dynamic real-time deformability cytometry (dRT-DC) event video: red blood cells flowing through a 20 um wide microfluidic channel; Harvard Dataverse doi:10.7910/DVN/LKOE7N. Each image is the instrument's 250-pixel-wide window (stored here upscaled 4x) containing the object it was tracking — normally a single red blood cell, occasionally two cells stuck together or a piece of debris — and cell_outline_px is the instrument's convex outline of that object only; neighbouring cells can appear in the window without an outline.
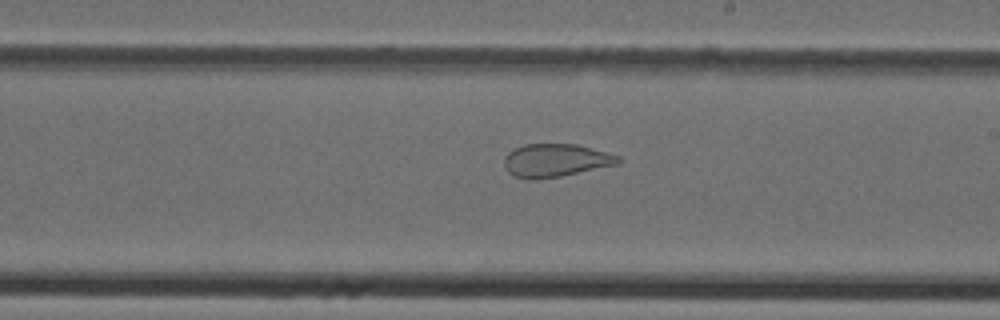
{"species": "Egyptian fruit bat (a non-hibernating species)", "species_latin": "Rousettus aegyptiacus", "temperature_condition": "cold", "stored_images_in_passage": 46, "camera_frame_rate_fps": 3000, "um_per_image_px": 0.085, "animal": {"sex": "female"}, "frame": {"image": 1, "passage_image": 27, "time_ms": 8.667, "image_size_px": [1000, 320], "cell_outline_px": [[620, 164], [560, 176], [536, 180], [532, 180], [516, 176], [508, 172], [504, 164], [504, 156], [508, 152], [524, 144], [576, 144], [620, 156]], "centroid_in_image_um": [47.22, 13.63], "position_along_channel_um": 241.8, "area_um2": 21.91}}
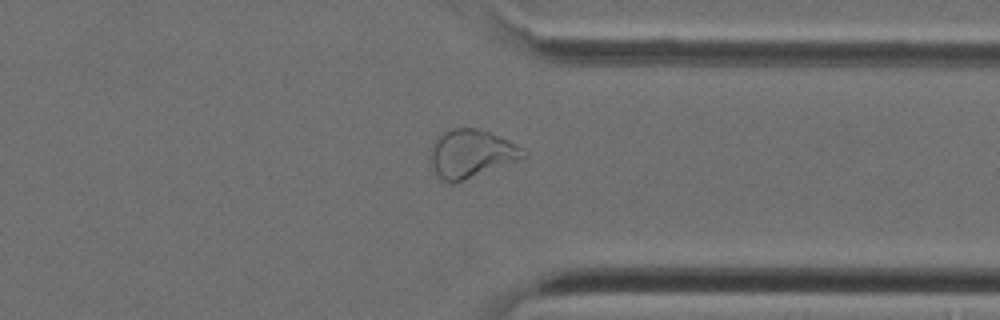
{"frame": {"image": 2, "passage_image": 36, "time_ms": 11.667, "image_size_px": [1000, 320], "cell_outline_px": [[528, 156], [464, 180], [452, 184], [440, 180], [432, 168], [428, 148], [444, 132], [452, 128], [476, 128], [488, 132], [508, 140], [524, 148], [528, 152]], "centroid_in_image_um": [40.02, 13.07], "position_along_channel_um": 371.4, "area_um2": 26.07}}
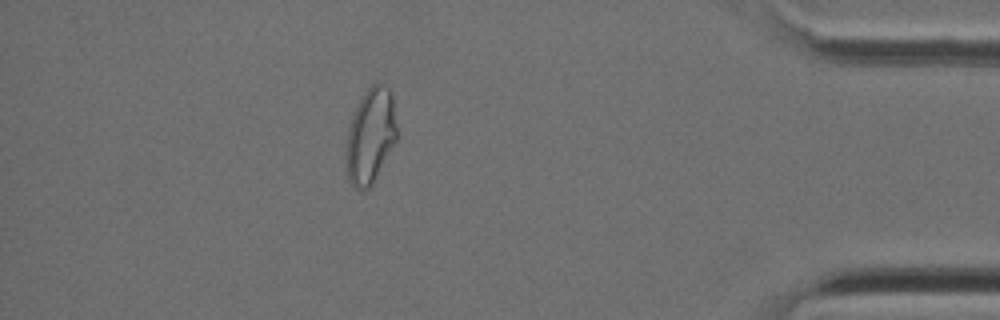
{"frame": {"image": 3, "passage_image": 41, "time_ms": 13.333, "image_size_px": [1000, 320], "cell_outline_px": [[396, 140], [372, 184], [368, 188], [356, 188], [348, 180], [344, 156], [348, 128], [352, 116], [364, 92], [372, 84], [380, 84], [388, 88], [392, 92], [396, 124]], "centroid_in_image_um": [31.46, 11.55], "position_along_channel_um": 403.7, "area_um2": 27.98}}